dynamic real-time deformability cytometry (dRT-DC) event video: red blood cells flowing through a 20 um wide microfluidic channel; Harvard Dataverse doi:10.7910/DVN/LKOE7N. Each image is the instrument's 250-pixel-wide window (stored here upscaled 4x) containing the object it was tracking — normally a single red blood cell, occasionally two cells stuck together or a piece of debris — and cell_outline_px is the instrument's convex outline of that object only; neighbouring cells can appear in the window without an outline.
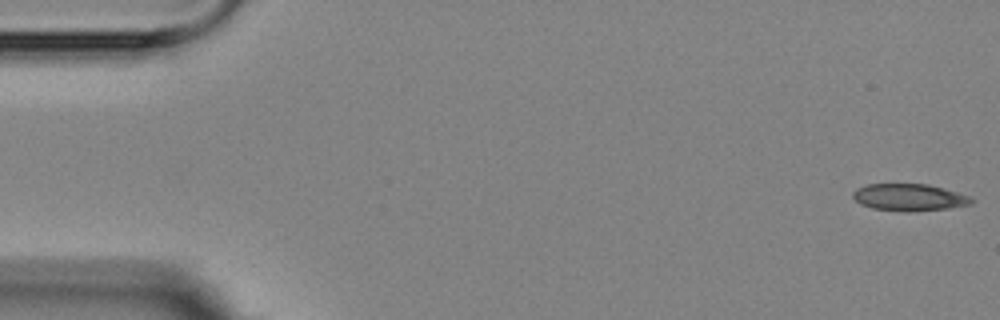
{"species": "Egyptian fruit bat (a non-hibernating species)", "species_latin": "Rousettus aegyptiacus", "temperature_condition": "room temperature", "stored_images_in_passage": 6, "camera_frame_rate_fps": 3000, "um_per_image_px": 0.085, "animal": {"sex": "female"}, "frame": {"image": 1, "passage_image": 1, "time_ms": 0.0, "image_size_px": [1000, 320], "cell_outline_px": [[976, 200], [972, 204], [948, 208], [908, 212], [872, 208], [860, 204], [852, 196], [852, 192], [856, 188], [868, 184], [928, 184], [944, 188], [972, 196]], "centroid_in_image_um": [77.32, 16.77], "position_along_channel_um": 7.7, "area_um2": 18.84}}
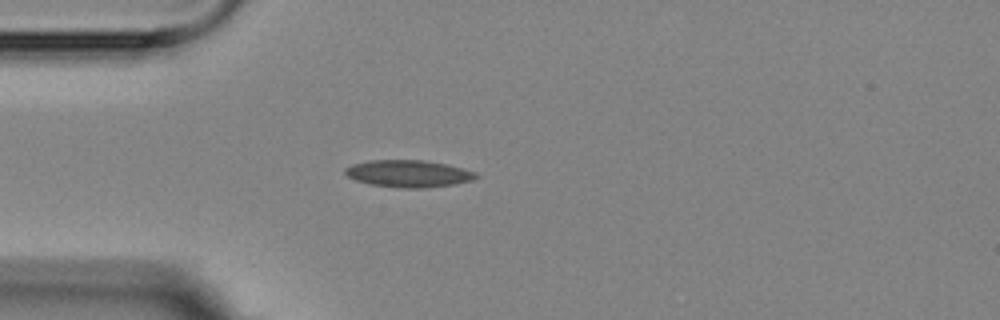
{"frame": {"image": 2, "passage_image": 5, "time_ms": 4.667, "image_size_px": [1000, 320], "cell_outline_px": [[480, 176], [472, 180], [456, 184], [420, 188], [404, 188], [372, 184], [356, 180], [348, 176], [344, 172], [344, 168], [352, 164], [368, 160], [424, 160], [464, 168], [476, 172]], "centroid_in_image_um": [34.74, 14.75], "position_along_channel_um": 50.3, "area_um2": 20.58}}